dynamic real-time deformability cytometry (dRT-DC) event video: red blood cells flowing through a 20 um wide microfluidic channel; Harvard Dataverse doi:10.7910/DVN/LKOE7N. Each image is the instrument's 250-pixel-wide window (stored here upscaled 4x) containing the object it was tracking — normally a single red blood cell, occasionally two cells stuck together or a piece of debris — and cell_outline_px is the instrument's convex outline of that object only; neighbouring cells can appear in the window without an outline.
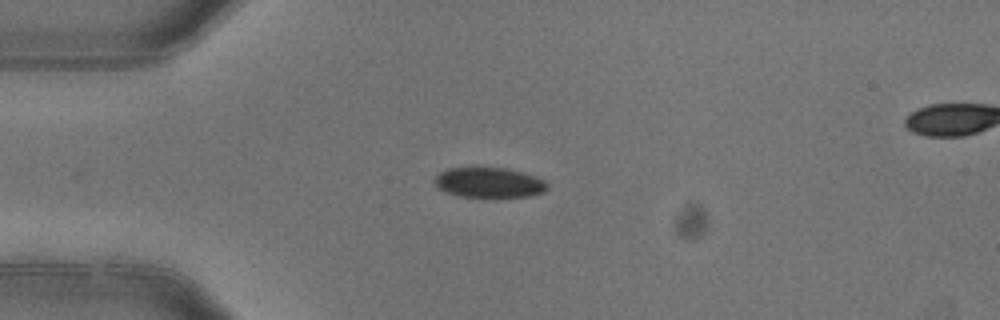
{"species": "common noctule bat (a hibernating species)", "species_latin": "Nyctalus noctula", "temperature_condition": "warm", "stored_images_in_passage": 2, "camera_frame_rate_fps": 3000, "um_per_image_px": 0.085, "animal": {"sex": "female"}, "frame": {"image": 1, "passage_image": 1, "time_ms": 0.0, "image_size_px": [1000, 320], "cell_outline_px": [[548, 188], [544, 192], [528, 196], [460, 196], [436, 188], [432, 180], [440, 172], [448, 168], [508, 168], [524, 172], [536, 176], [544, 180], [548, 184]], "centroid_in_image_um": [41.57, 15.5], "position_along_channel_um": 43.4, "area_um2": 19.71}}